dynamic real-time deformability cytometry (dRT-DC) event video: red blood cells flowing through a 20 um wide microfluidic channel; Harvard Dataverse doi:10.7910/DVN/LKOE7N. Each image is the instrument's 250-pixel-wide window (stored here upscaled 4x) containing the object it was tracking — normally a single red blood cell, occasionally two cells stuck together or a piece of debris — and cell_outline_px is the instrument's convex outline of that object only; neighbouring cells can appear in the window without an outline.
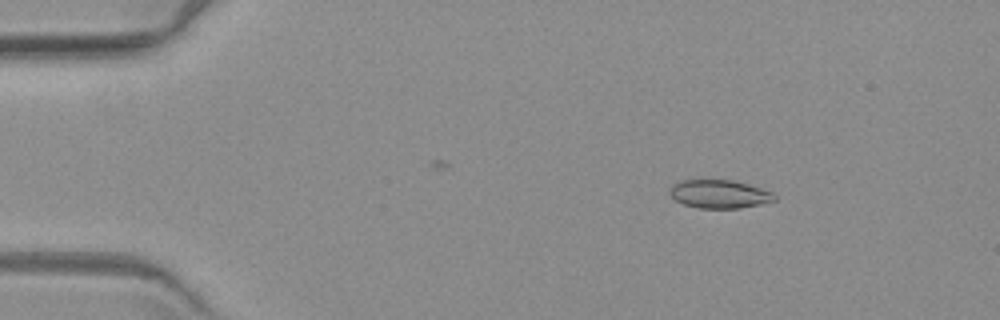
{"species": "common noctule bat (a hibernating species)", "species_latin": "Nyctalus noctula", "temperature_condition": "warm", "stored_images_in_passage": 2, "camera_frame_rate_fps": 3000, "um_per_image_px": 0.085, "animal": {"sex": "female", "body_mass_g": 19.3, "forearm_length_mm": 54.1}, "frame": {"image": 1, "passage_image": 2, "time_ms": 1.0, "image_size_px": [1000, 320], "cell_outline_px": [[776, 200], [760, 204], [740, 208], [700, 208], [684, 204], [676, 200], [668, 192], [680, 180], [732, 180], [748, 184], [772, 192], [776, 196]], "centroid_in_image_um": [61.17, 16.5], "position_along_channel_um": 23.8, "area_um2": 17.05}}